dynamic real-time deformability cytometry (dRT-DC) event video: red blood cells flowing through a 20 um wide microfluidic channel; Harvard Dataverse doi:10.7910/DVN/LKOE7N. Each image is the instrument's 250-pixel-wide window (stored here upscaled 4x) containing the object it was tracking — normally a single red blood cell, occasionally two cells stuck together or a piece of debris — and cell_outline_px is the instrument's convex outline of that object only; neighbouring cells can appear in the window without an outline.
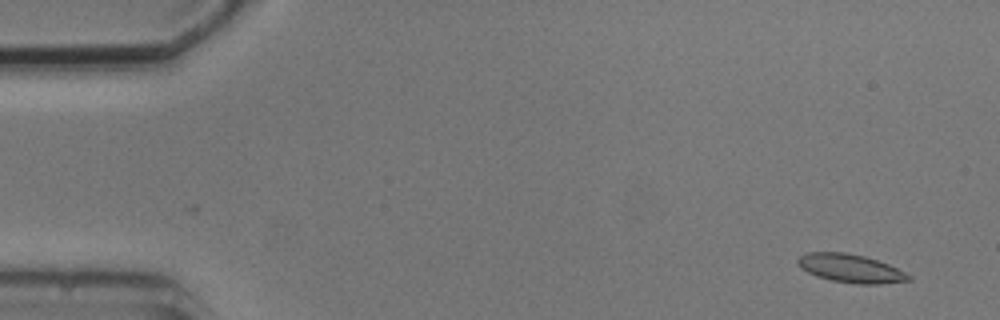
{"species": "common noctule bat (a hibernating species)", "species_latin": "Nyctalus noctula", "temperature_condition": "cold", "stored_images_in_passage": 5, "camera_frame_rate_fps": 3000, "um_per_image_px": 0.085, "animal": {"sex": "male", "body_mass_g": 20.5, "forearm_length_mm": 52.5}, "frame": {"image": 1, "passage_image": 2, "time_ms": 1.0, "image_size_px": [1000, 320], "cell_outline_px": [[912, 280], [880, 284], [856, 284], [832, 280], [816, 276], [800, 268], [796, 260], [800, 256], [808, 252], [848, 252], [864, 256], [888, 264], [912, 276]], "centroid_in_image_um": [72.29, 22.81], "position_along_channel_um": 12.7, "area_um2": 18.32}}
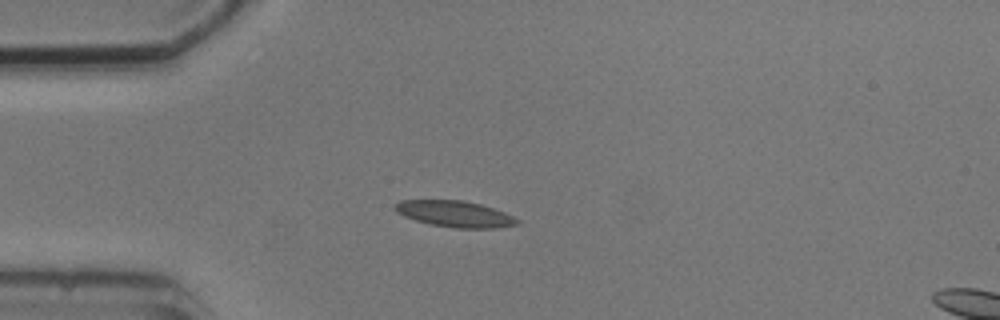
{"frame": {"image": 2, "passage_image": 5, "time_ms": 4.667, "image_size_px": [1000, 320], "cell_outline_px": [[520, 224], [496, 228], [456, 228], [432, 224], [416, 220], [404, 216], [396, 212], [396, 204], [400, 200], [464, 200], [480, 204], [504, 212], [520, 220]], "centroid_in_image_um": [38.7, 18.18], "position_along_channel_um": 46.3, "area_um2": 18.5}}